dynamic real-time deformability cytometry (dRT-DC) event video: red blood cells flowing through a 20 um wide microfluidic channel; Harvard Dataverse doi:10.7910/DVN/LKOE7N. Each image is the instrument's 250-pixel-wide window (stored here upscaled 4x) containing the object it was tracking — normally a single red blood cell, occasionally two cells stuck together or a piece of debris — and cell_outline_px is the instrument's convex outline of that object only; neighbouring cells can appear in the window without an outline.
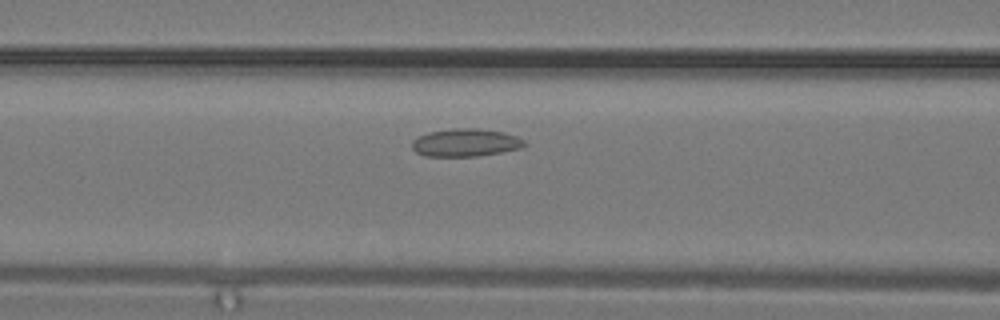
{"species": "common noctule bat (a hibernating species)", "species_latin": "Nyctalus noctula", "temperature_condition": "warm", "stored_images_in_passage": 15, "camera_frame_rate_fps": 3000, "um_per_image_px": 0.085, "animal": {"sex": "male", "body_mass_g": 19.2, "forearm_length_mm": 51.8}, "frame": {"image": 1, "passage_image": 8, "time_ms": 2.333, "image_size_px": [1000, 320], "cell_outline_px": [[528, 144], [520, 148], [500, 152], [476, 156], [424, 156], [416, 152], [412, 148], [412, 140], [428, 132], [452, 128], [476, 128], [504, 132], [516, 136], [524, 140]], "centroid_in_image_um": [39.56, 12.12], "position_along_channel_um": 127.0, "area_um2": 18.21}}
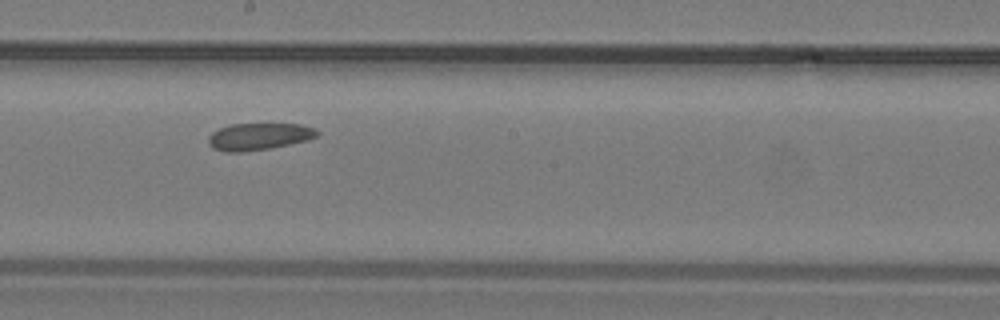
{"frame": {"image": 2, "passage_image": 12, "time_ms": 3.667, "image_size_px": [1000, 320], "cell_outline_px": [[320, 132], [316, 136], [308, 140], [268, 148], [244, 152], [224, 152], [212, 148], [208, 144], [208, 136], [212, 132], [220, 128], [232, 124], [300, 124], [316, 128]], "centroid_in_image_um": [21.98, 11.6], "position_along_channel_um": 226.2, "area_um2": 17.11}}
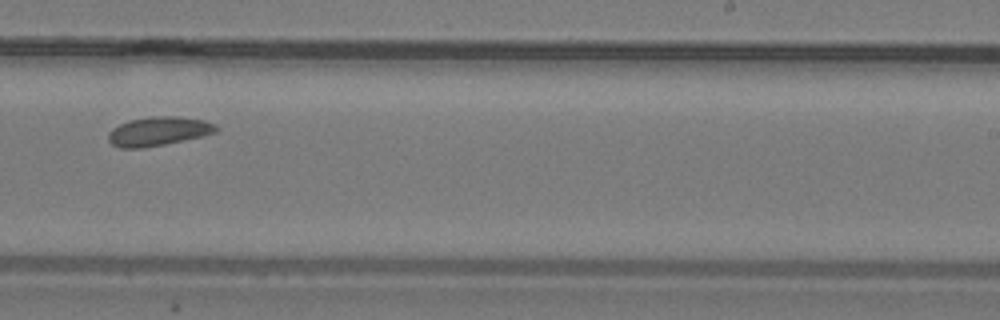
{"frame": {"image": 3, "passage_image": 14, "time_ms": 4.333, "image_size_px": [1000, 320], "cell_outline_px": [[220, 128], [216, 132], [204, 136], [164, 144], [140, 148], [120, 148], [112, 144], [108, 140], [108, 132], [112, 128], [128, 120], [152, 116], [180, 116], [204, 120], [216, 124]], "centroid_in_image_um": [13.49, 11.15], "position_along_channel_um": 275.5, "area_um2": 18.38}}